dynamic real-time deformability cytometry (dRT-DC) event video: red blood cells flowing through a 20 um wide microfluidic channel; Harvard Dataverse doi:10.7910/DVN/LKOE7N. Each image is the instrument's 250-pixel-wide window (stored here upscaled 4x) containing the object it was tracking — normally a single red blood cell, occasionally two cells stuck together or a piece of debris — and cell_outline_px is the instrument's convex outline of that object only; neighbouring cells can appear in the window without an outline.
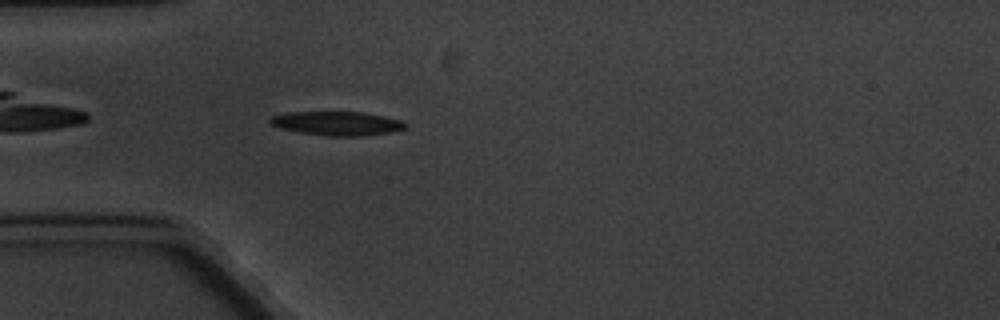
{"species": "common noctule bat (a hibernating species)", "species_latin": "Nyctalus noctula", "temperature_condition": "cold", "stored_images_in_passage": 4, "camera_frame_rate_fps": 3000, "um_per_image_px": 0.085, "animal": {"sex": "male", "body_mass_g": 20.1, "forearm_length_mm": 53.5}, "frame": {"image": 1, "passage_image": 4, "time_ms": 3.667, "image_size_px": [1000, 320], "cell_outline_px": [[408, 124], [404, 128], [388, 132], [360, 136], [328, 136], [300, 132], [280, 128], [268, 124], [268, 120], [272, 116], [288, 112], [364, 112], [384, 116], [400, 120]], "centroid_in_image_um": [28.6, 10.48], "position_along_channel_um": 56.4, "area_um2": 18.79}}